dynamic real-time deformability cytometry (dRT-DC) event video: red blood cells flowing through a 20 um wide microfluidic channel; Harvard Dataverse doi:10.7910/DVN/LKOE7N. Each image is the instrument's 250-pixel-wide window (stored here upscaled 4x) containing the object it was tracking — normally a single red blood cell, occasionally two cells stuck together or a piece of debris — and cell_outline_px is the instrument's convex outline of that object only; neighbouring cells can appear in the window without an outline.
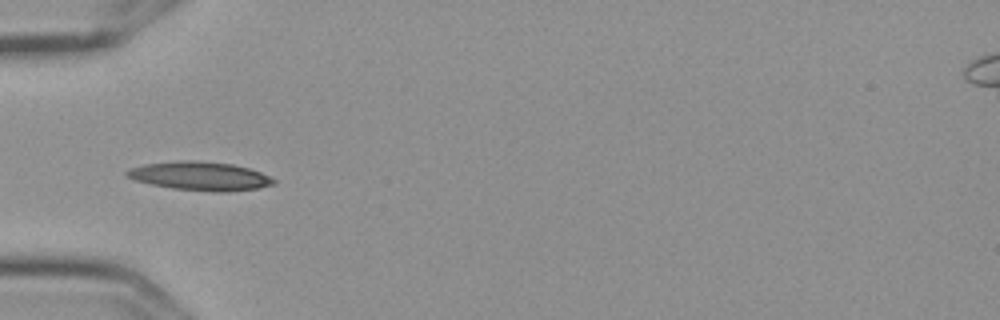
{"species": "Egyptian fruit bat (a non-hibernating species)", "species_latin": "Rousettus aegyptiacus", "temperature_condition": "cold", "stored_images_in_passage": 9, "camera_frame_rate_fps": 3000, "um_per_image_px": 0.085, "frame": {"image": 1, "passage_image": 4, "time_ms": 1.0, "image_size_px": [1000, 320], "cell_outline_px": [[276, 184], [260, 188], [228, 192], [216, 192], [172, 188], [152, 184], [136, 180], [124, 176], [124, 172], [128, 168], [144, 164], [180, 160], [192, 160], [232, 164], [248, 168], [260, 172], [276, 180]], "centroid_in_image_um": [16.99, 14.96], "position_along_channel_um": 68.0, "area_um2": 24.62}}
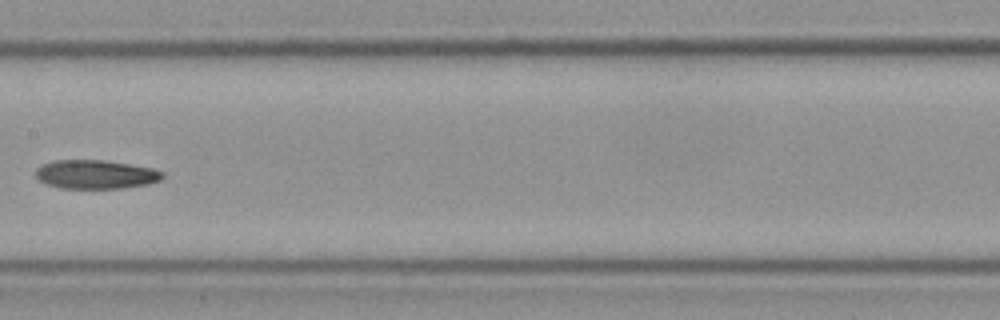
{"frame": {"image": 2, "passage_image": 7, "time_ms": 2.0, "image_size_px": [1000, 320], "cell_outline_px": [[164, 176], [160, 180], [148, 184], [120, 188], [60, 188], [48, 184], [40, 180], [36, 176], [36, 168], [40, 164], [52, 160], [104, 160], [152, 168], [164, 172]], "centroid_in_image_um": [8.12, 14.81], "position_along_channel_um": 199.3, "area_um2": 21.27}}
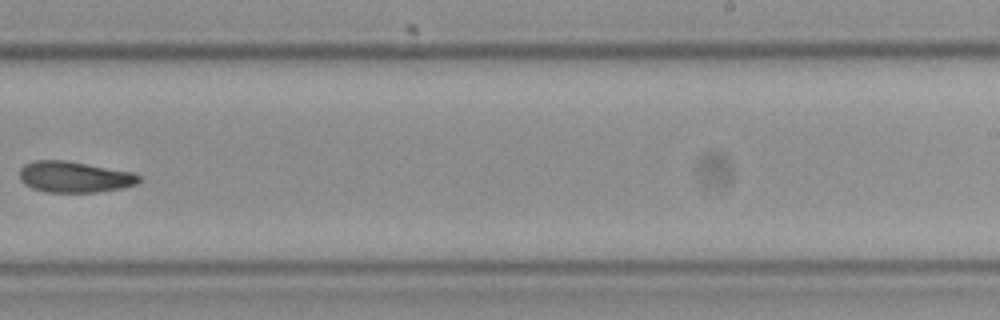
{"frame": {"image": 3, "passage_image": 9, "time_ms": 2.667, "image_size_px": [1000, 320], "cell_outline_px": [[140, 180], [136, 184], [120, 188], [96, 192], [48, 192], [32, 188], [24, 184], [20, 180], [20, 168], [24, 164], [36, 160], [68, 160], [132, 172], [140, 176]], "centroid_in_image_um": [6.3, 15.03], "position_along_channel_um": 282.7, "area_um2": 21.62}}